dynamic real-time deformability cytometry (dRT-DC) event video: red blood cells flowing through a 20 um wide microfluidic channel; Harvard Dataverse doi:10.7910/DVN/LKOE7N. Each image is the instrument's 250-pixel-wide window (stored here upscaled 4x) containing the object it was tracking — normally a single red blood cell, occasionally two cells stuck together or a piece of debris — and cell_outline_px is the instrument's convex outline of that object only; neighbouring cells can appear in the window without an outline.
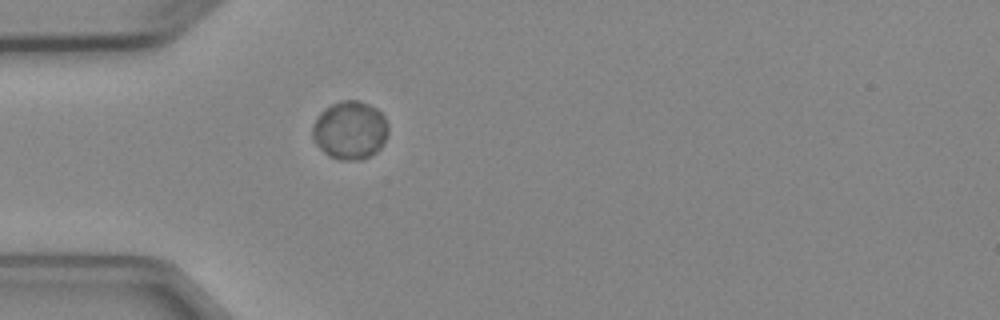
{"species": "Egyptian fruit bat (a non-hibernating species)", "species_latin": "Rousettus aegyptiacus", "temperature_condition": "cold", "stored_images_in_passage": 1, "camera_frame_rate_fps": 3000, "um_per_image_px": 0.085, "animal": {"sex": "female"}, "frame": {"image": 1, "passage_image": 1, "time_ms": 0.0, "image_size_px": [1000, 320], "cell_outline_px": [[388, 132], [380, 148], [376, 152], [360, 160], [340, 160], [328, 156], [316, 144], [312, 136], [312, 124], [320, 112], [324, 108], [332, 104], [344, 100], [360, 100], [376, 108], [384, 116], [388, 124]], "centroid_in_image_um": [29.73, 11.06], "position_along_channel_um": 55.3, "area_um2": 25.84}}